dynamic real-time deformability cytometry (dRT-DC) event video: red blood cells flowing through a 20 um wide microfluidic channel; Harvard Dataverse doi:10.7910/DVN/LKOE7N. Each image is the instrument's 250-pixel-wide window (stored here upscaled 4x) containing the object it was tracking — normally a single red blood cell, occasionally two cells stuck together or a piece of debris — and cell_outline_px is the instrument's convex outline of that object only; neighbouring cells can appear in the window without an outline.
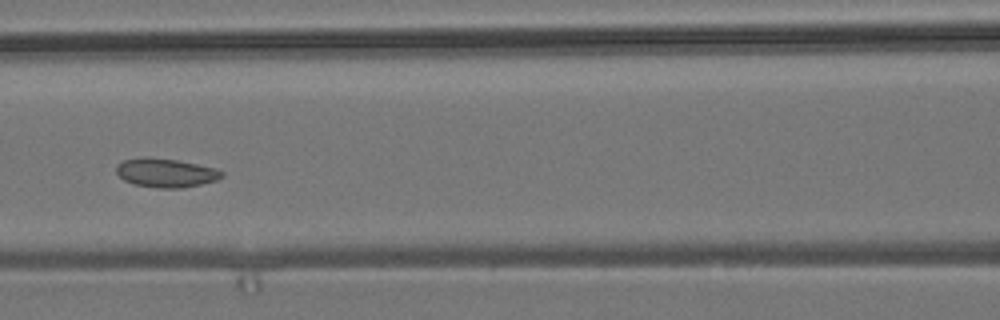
{"species": "common noctule bat (a hibernating species)", "species_latin": "Nyctalus noctula", "temperature_condition": "room temperature", "stored_images_in_passage": 7, "camera_frame_rate_fps": 3000, "um_per_image_px": 0.085, "animal": {"sex": "male", "body_mass_g": 19.2, "forearm_length_mm": 51.8}, "frame": {"image": 1, "passage_image": 7, "time_ms": 2.0, "image_size_px": [1000, 320], "cell_outline_px": [[224, 176], [216, 180], [200, 184], [180, 188], [160, 188], [136, 184], [124, 180], [116, 172], [116, 164], [124, 160], [140, 156], [148, 156], [176, 160], [216, 168], [224, 172]], "centroid_in_image_um": [14.08, 14.67], "position_along_channel_um": 152.5, "area_um2": 17.74}}